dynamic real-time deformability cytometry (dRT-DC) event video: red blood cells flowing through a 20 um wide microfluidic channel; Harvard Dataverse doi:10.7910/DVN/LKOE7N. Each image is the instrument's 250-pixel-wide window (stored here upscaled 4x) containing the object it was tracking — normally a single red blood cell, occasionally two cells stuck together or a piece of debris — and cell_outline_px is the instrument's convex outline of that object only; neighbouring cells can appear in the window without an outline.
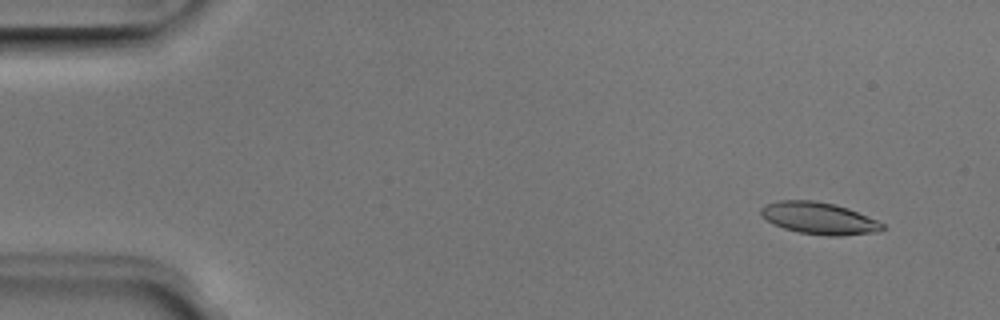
{"species": "Egyptian fruit bat (a non-hibernating species)", "species_latin": "Rousettus aegyptiacus", "temperature_condition": "room temperature", "stored_images_in_passage": 3, "camera_frame_rate_fps": 3000, "um_per_image_px": 0.085, "animal": {"sex": "male"}, "frame": {"image": 1, "passage_image": 1, "time_ms": 0.0, "image_size_px": [1000, 320], "cell_outline_px": [[884, 228], [880, 232], [840, 236], [824, 236], [800, 232], [784, 228], [772, 224], [760, 216], [760, 208], [768, 204], [780, 200], [816, 200], [836, 204], [848, 208], [876, 220], [884, 224]], "centroid_in_image_um": [69.61, 18.55], "position_along_channel_um": 15.4, "area_um2": 22.77}}
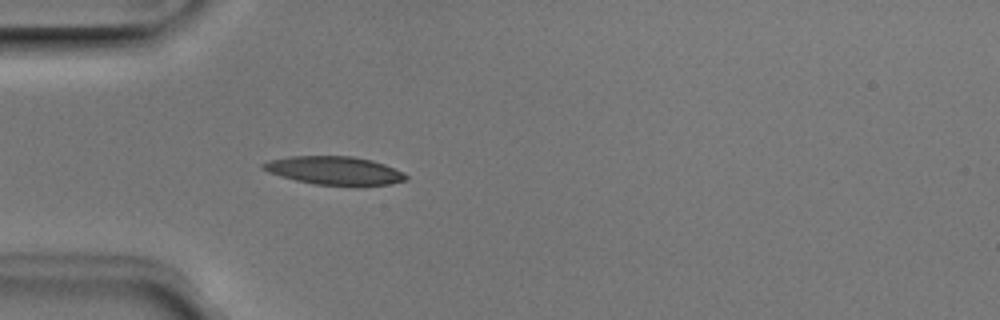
{"frame": {"image": 2, "passage_image": 3, "time_ms": 0.667, "image_size_px": [1000, 320], "cell_outline_px": [[408, 180], [392, 184], [356, 188], [352, 188], [312, 184], [280, 176], [268, 172], [260, 168], [260, 164], [272, 160], [288, 156], [352, 156], [372, 160], [384, 164], [408, 176]], "centroid_in_image_um": [28.45, 14.54], "position_along_channel_um": 56.5, "area_um2": 24.33}}